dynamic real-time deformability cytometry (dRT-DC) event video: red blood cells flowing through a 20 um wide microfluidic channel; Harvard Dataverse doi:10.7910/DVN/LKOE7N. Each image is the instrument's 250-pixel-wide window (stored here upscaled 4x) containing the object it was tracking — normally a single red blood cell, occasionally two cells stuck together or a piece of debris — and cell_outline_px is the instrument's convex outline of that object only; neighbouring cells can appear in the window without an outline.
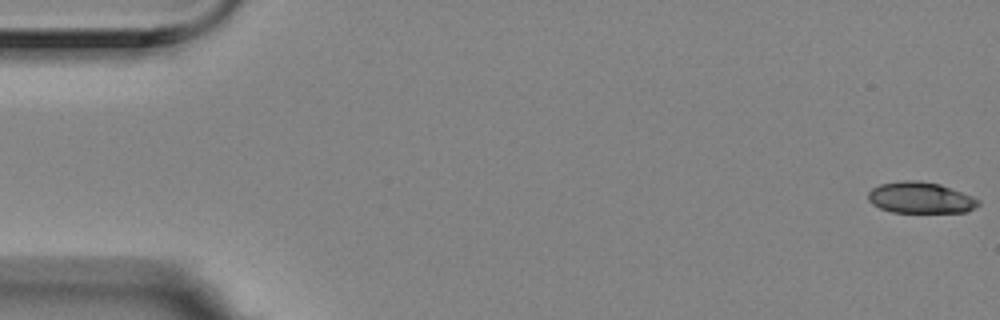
{"species": "Egyptian fruit bat (a non-hibernating species)", "species_latin": "Rousettus aegyptiacus", "temperature_condition": "room temperature", "stored_images_in_passage": 5, "camera_frame_rate_fps": 3000, "um_per_image_px": 0.085, "animal": {"sex": "female"}, "frame": {"image": 1, "passage_image": 1, "time_ms": 0.0, "image_size_px": [1000, 320], "cell_outline_px": [[980, 204], [976, 208], [968, 212], [892, 212], [880, 208], [872, 204], [868, 200], [868, 192], [872, 188], [880, 184], [900, 180], [916, 180], [940, 184], [972, 196], [980, 200]], "centroid_in_image_um": [78.24, 16.8], "position_along_channel_um": 6.8, "area_um2": 20.17}}
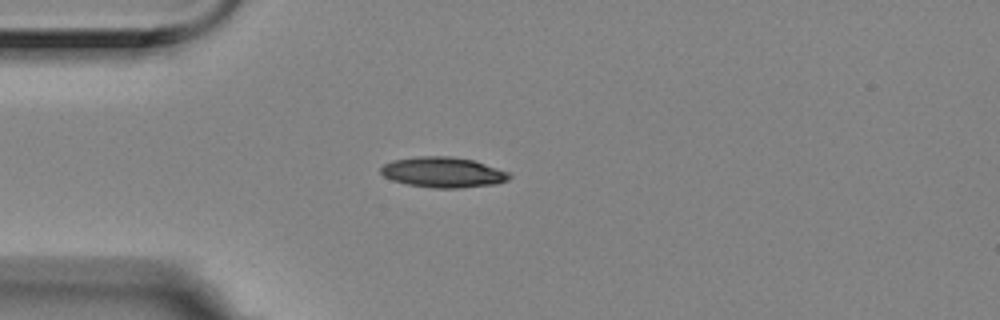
{"frame": {"image": 2, "passage_image": 5, "time_ms": 1.333, "image_size_px": [1000, 320], "cell_outline_px": [[512, 176], [508, 180], [496, 184], [460, 188], [432, 188], [408, 184], [392, 180], [384, 176], [380, 172], [380, 168], [384, 164], [392, 160], [416, 156], [452, 156], [476, 160], [508, 172]], "centroid_in_image_um": [37.67, 14.63], "position_along_channel_um": 47.3, "area_um2": 23.0}}